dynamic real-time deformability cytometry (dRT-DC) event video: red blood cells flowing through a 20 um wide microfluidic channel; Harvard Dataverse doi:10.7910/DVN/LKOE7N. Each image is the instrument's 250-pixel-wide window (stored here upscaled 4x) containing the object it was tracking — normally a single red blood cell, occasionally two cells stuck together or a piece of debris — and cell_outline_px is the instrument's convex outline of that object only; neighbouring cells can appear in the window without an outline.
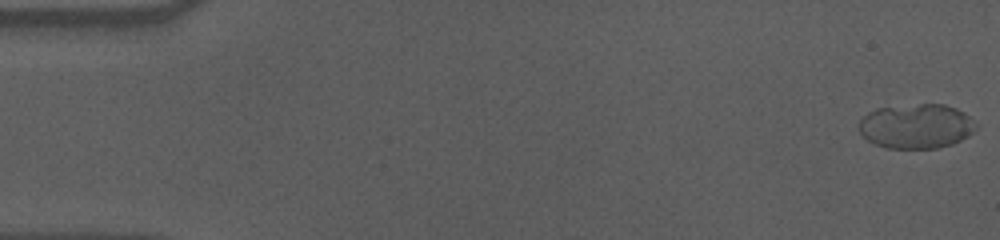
{"species": "human", "species_latin": "Homo sapiens", "temperature_condition": "cold", "stored_images_in_passage": 58, "camera_frame_rate_fps": 3000, "um_per_image_px": 0.085, "donor": {"sex": "male"}, "frame": {"image": 1, "passage_image": 1, "time_ms": 0.0, "image_size_px": [1000, 240], "cell_outline_px": [[976, 128], [968, 136], [952, 144], [936, 148], [888, 148], [876, 144], [868, 140], [860, 132], [860, 120], [868, 112], [876, 108], [920, 104], [944, 104], [956, 108], [964, 112], [976, 124]], "centroid_in_image_um": [77.89, 10.72], "position_along_channel_um": 7.1, "area_um2": 30.17}}
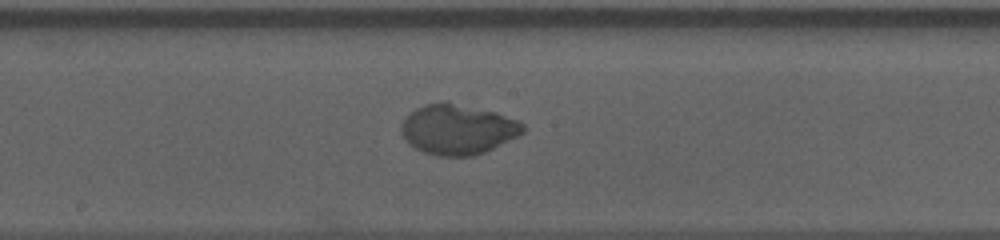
{"frame": {"image": 2, "passage_image": 31, "time_ms": 10.0, "image_size_px": [1000, 240], "cell_outline_px": [[524, 132], [484, 152], [472, 156], [436, 156], [424, 152], [408, 144], [400, 132], [400, 124], [416, 108], [424, 104], [440, 100], [448, 100], [496, 112], [516, 120], [524, 124]], "centroid_in_image_um": [38.86, 10.97], "position_along_channel_um": 209.3, "area_um2": 35.72}}
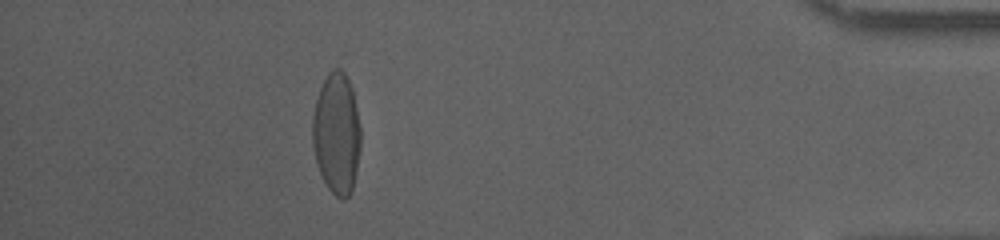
{"frame": {"image": 3, "passage_image": 52, "time_ms": 17.0, "image_size_px": [1000, 240], "cell_outline_px": [[360, 148], [356, 172], [352, 188], [348, 196], [344, 200], [336, 196], [328, 188], [316, 164], [312, 144], [312, 116], [316, 100], [320, 88], [328, 72], [332, 68], [340, 68], [344, 72], [352, 88], [360, 128]], "centroid_in_image_um": [28.59, 11.34], "position_along_channel_um": 406.6, "area_um2": 34.04}, "authors_computed_cell_mechanics": {"area_um2": 34.3043, "velocity_mm_per_s": 3.5398, "shape_relaxation_time_tau1_ms": 6.042, "shape_relaxation_time_tau2_ms": null, "deformation_change_tau1": 0.2044, "deformation_change_tau2": null}}